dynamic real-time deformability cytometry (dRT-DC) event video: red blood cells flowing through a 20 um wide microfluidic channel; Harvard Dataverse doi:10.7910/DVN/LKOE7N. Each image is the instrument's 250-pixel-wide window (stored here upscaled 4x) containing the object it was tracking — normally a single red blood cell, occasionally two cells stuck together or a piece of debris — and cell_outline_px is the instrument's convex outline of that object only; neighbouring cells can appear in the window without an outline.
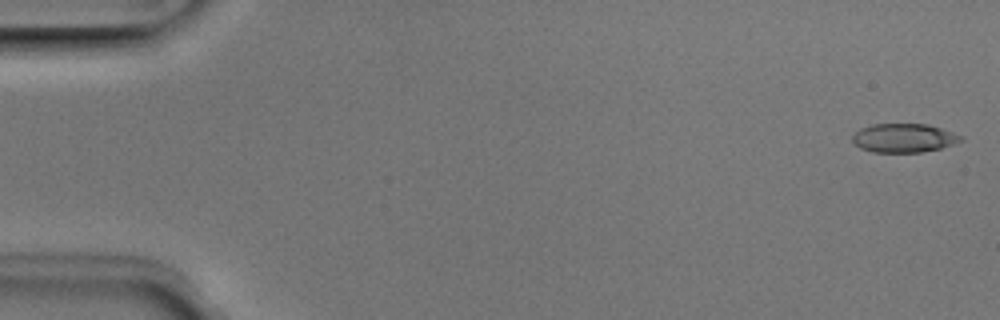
{"species": "Egyptian fruit bat (a non-hibernating species)", "species_latin": "Rousettus aegyptiacus", "temperature_condition": "room temperature", "stored_images_in_passage": 48, "camera_frame_rate_fps": 3000, "um_per_image_px": 0.085, "animal": {"sex": "male"}, "frame": {"image": 1, "passage_image": 1, "time_ms": 0.0, "image_size_px": [1000, 320], "cell_outline_px": [[964, 140], [940, 148], [920, 152], [872, 152], [860, 148], [852, 140], [852, 136], [860, 128], [872, 124], [928, 124], [964, 136]], "centroid_in_image_um": [76.82, 11.72], "position_along_channel_um": 8.2, "area_um2": 18.15}}
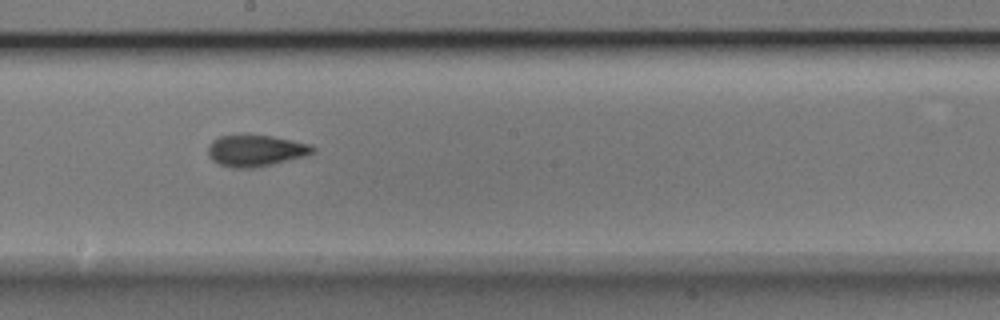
{"frame": {"image": 2, "passage_image": 28, "time_ms": 9.0, "image_size_px": [1000, 320], "cell_outline_px": [[316, 152], [308, 156], [272, 164], [252, 168], [232, 168], [220, 164], [212, 160], [208, 156], [208, 144], [212, 140], [220, 136], [244, 132], [272, 136], [312, 144], [316, 148]], "centroid_in_image_um": [21.74, 12.77], "position_along_channel_um": 226.5, "area_um2": 20.0}}
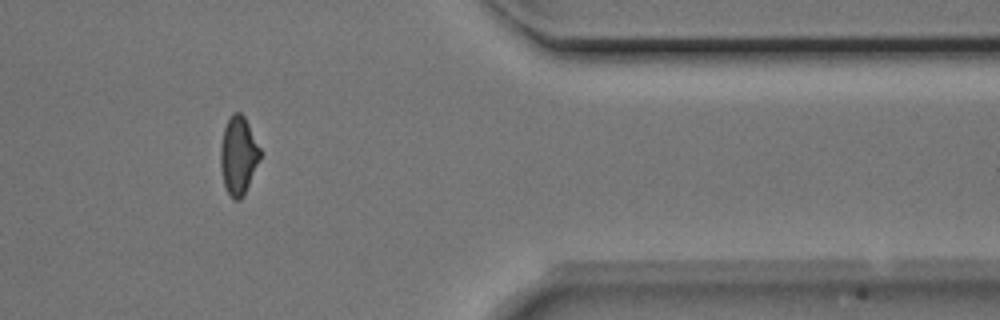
{"frame": {"image": 3, "passage_image": 42, "time_ms": 13.667, "image_size_px": [1000, 320], "cell_outline_px": [[260, 156], [244, 196], [240, 200], [232, 200], [224, 184], [220, 164], [220, 148], [224, 128], [232, 112], [240, 112], [244, 116], [260, 148]], "centroid_in_image_um": [20.24, 13.22], "position_along_channel_um": 391.2, "area_um2": 17.8}}